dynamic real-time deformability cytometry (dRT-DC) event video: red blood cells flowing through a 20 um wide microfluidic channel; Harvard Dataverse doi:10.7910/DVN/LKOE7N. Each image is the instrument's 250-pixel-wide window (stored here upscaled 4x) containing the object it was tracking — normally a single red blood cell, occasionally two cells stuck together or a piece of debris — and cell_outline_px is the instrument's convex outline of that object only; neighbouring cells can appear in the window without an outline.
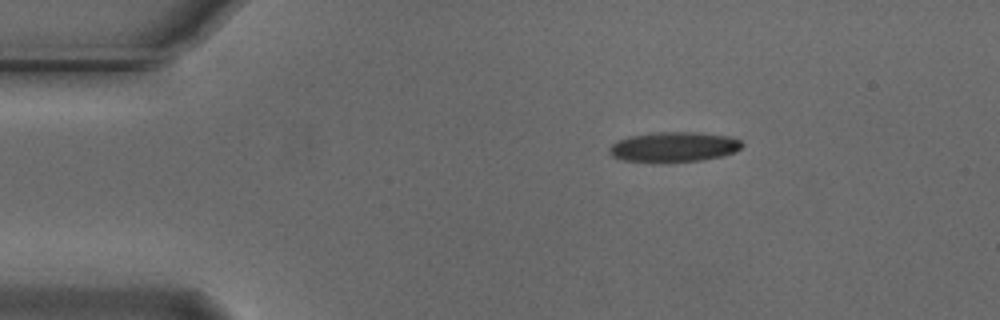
{"species": "Egyptian fruit bat (a non-hibernating species)", "species_latin": "Rousettus aegyptiacus", "temperature_condition": "cold", "stored_images_in_passage": 46, "camera_frame_rate_fps": 3000, "um_per_image_px": 0.085, "animal": {"sex": "male"}, "frame": {"image": 1, "passage_image": 1, "time_ms": 0.0, "image_size_px": [1000, 320], "cell_outline_px": [[744, 144], [740, 148], [732, 152], [720, 156], [700, 160], [656, 164], [624, 160], [612, 156], [608, 152], [608, 148], [616, 140], [628, 136], [660, 132], [696, 132], [728, 136], [740, 140]], "centroid_in_image_um": [57.2, 12.51], "position_along_channel_um": 27.8, "area_um2": 23.52}}
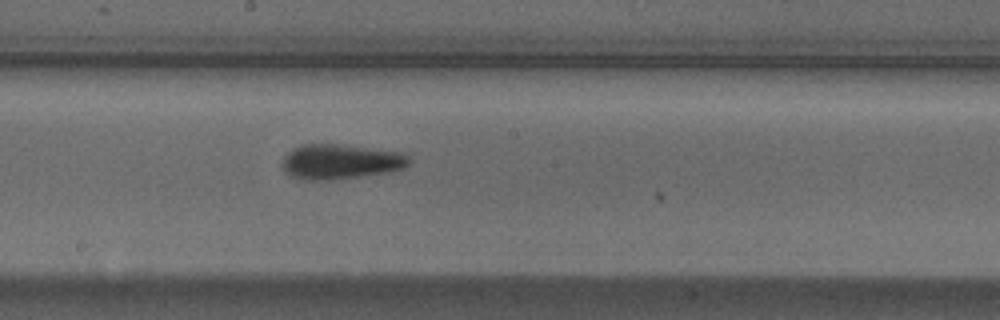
{"frame": {"image": 2, "passage_image": 21, "time_ms": 6.667, "image_size_px": [1000, 320], "cell_outline_px": [[412, 160], [404, 168], [388, 172], [360, 176], [328, 180], [304, 180], [292, 176], [284, 172], [284, 156], [292, 148], [304, 144], [336, 144], [404, 152]], "centroid_in_image_um": [28.96, 13.74], "position_along_channel_um": 219.2, "area_um2": 25.72}}
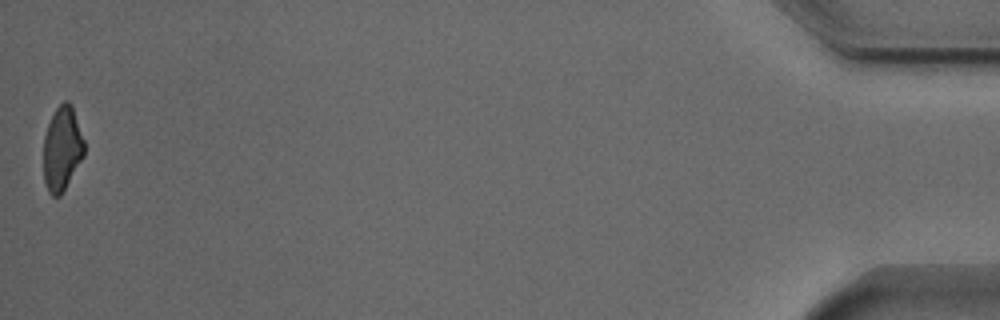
{"frame": {"image": 3, "passage_image": 46, "time_ms": 15.0, "image_size_px": [1000, 320], "cell_outline_px": [[84, 156], [60, 196], [52, 196], [48, 192], [44, 180], [44, 136], [48, 124], [56, 108], [64, 100], [68, 100], [72, 104], [84, 140]], "centroid_in_image_um": [5.28, 12.62], "position_along_channel_um": 429.9, "area_um2": 19.94}, "authors_computed_cell_mechanics": {"area_um2": 23.8136, "velocity_mm_per_s": 3.7416, "shape_relaxation_time_tau1_ms": 4.2282, "shape_relaxation_time_tau2_ms": 4.9201, "deformation_change_tau1": 0.1179, "deformation_change_tau2": 0.1299}}